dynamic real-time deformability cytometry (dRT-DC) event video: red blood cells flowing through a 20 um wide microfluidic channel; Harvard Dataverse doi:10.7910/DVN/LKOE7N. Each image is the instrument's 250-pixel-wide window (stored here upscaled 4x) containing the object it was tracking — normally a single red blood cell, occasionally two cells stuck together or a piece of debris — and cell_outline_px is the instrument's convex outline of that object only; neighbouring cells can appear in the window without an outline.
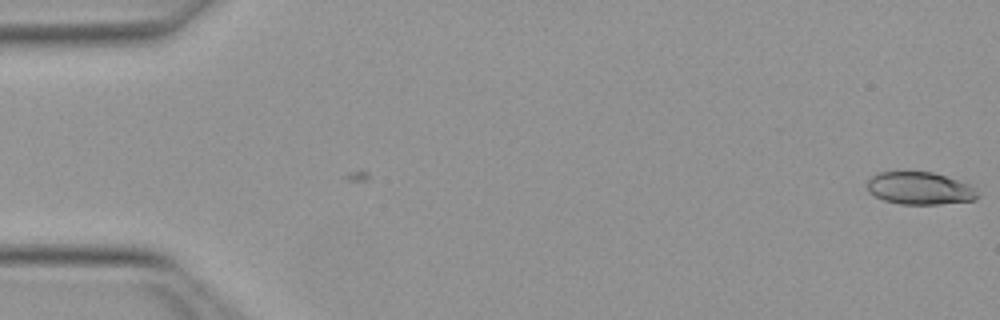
{"species": "Egyptian fruit bat (a non-hibernating species)", "species_latin": "Rousettus aegyptiacus", "temperature_condition": "warm", "stored_images_in_passage": 5, "camera_frame_rate_fps": 3000, "um_per_image_px": 0.085, "animal": {"sex": "female"}, "frame": {"image": 1, "passage_image": 5, "time_ms": 1.333, "image_size_px": [1000, 320], "cell_outline_px": [[980, 196], [976, 200], [940, 204], [900, 204], [884, 200], [868, 192], [868, 180], [876, 172], [932, 172], [968, 184], [976, 188]], "centroid_in_image_um": [78.2, 16.01], "position_along_channel_um": 6.8, "area_um2": 20.87}}